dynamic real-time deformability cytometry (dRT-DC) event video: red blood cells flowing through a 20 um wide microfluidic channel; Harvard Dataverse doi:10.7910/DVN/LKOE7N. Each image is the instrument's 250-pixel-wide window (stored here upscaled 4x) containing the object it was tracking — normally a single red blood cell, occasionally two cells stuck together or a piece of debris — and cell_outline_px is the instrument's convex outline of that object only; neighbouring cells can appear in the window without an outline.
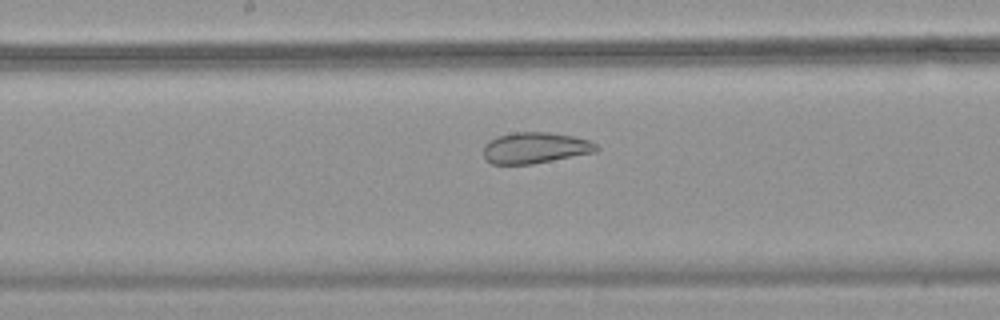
{"species": "common noctule bat (a hibernating species)", "species_latin": "Nyctalus noctula", "temperature_condition": "warm", "stored_images_in_passage": 54, "camera_frame_rate_fps": 3000, "um_per_image_px": 0.085, "animal": {"sex": "female", "body_mass_g": 18.4}, "frame": {"image": 1, "passage_image": 29, "time_ms": 9.333, "image_size_px": [1000, 320], "cell_outline_px": [[600, 148], [596, 152], [532, 164], [492, 164], [484, 160], [484, 144], [488, 140], [496, 136], [512, 132], [548, 132], [572, 136], [588, 140], [596, 144]], "centroid_in_image_um": [45.45, 12.57], "position_along_channel_um": 202.7, "area_um2": 20.63}}
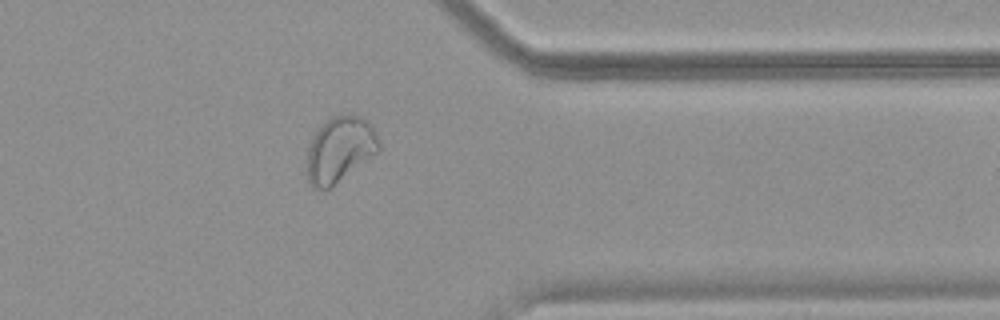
{"frame": {"image": 2, "passage_image": 44, "time_ms": 14.333, "image_size_px": [1000, 320], "cell_outline_px": [[380, 148], [376, 152], [328, 188], [312, 188], [308, 184], [308, 148], [312, 136], [332, 116], [360, 116], [376, 132], [380, 144]], "centroid_in_image_um": [28.85, 12.7], "position_along_channel_um": 382.5, "area_um2": 26.3}}
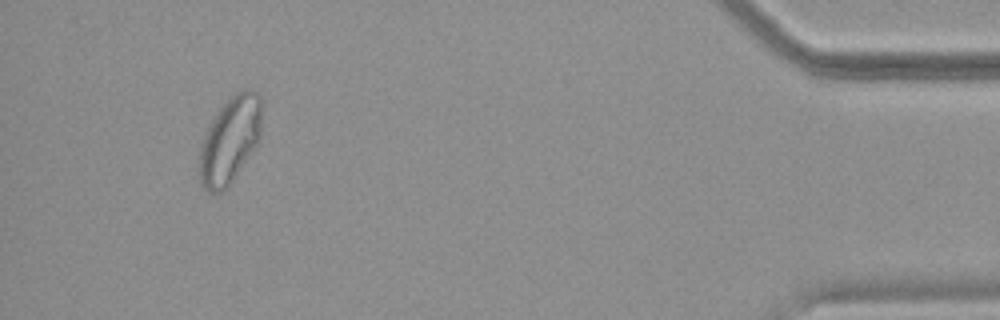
{"frame": {"image": 3, "passage_image": 51, "time_ms": 16.667, "image_size_px": [1000, 320], "cell_outline_px": [[260, 140], [228, 188], [220, 192], [208, 192], [200, 184], [200, 144], [204, 132], [216, 112], [228, 96], [244, 88], [248, 88], [256, 92], [260, 96]], "centroid_in_image_um": [19.53, 11.89], "position_along_channel_um": 415.7, "area_um2": 31.73}, "authors_computed_cell_mechanics": {"area_um2": 29.7959, "velocity_mm_per_s": 3.7555, "shape_relaxation_time_tau1_ms": null, "shape_relaxation_time_tau2_ms": 1.1999, "deformation_change_tau1": null, "deformation_change_tau2": 0.0834}}